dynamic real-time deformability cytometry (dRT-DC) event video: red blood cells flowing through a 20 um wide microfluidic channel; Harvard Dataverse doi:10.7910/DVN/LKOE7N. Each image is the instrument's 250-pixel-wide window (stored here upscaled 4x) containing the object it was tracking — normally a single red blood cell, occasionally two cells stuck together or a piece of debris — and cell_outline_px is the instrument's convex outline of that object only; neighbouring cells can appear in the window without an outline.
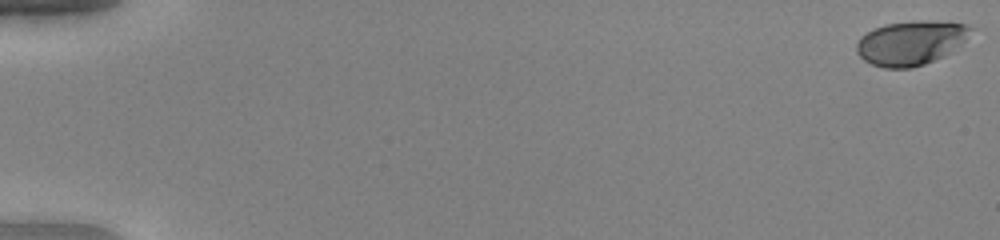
{"species": "human", "species_latin": "Homo sapiens", "temperature_condition": "warm", "stored_images_in_passage": 52, "camera_frame_rate_fps": 3000, "um_per_image_px": 0.085, "donor": {"sex": "female"}, "frame": {"image": 1, "passage_image": 1, "time_ms": 0.0, "image_size_px": [1000, 240], "cell_outline_px": [[980, 28], [944, 56], [924, 64], [908, 68], [884, 68], [872, 64], [864, 60], [856, 52], [856, 44], [860, 36], [872, 28], [884, 24], [912, 20], [932, 20], [968, 24]], "centroid_in_image_um": [77.46, 3.6], "position_along_channel_um": 7.5, "area_um2": 30.06}}
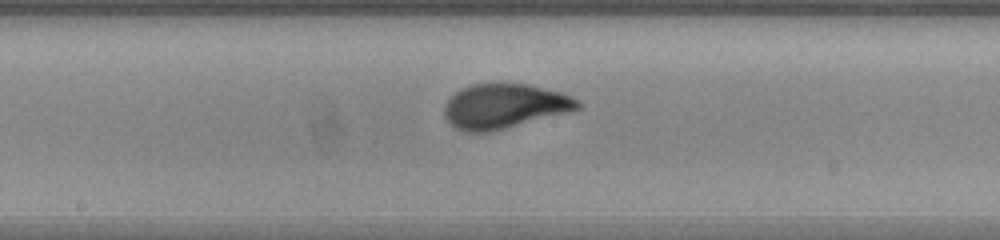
{"frame": {"image": 2, "passage_image": 30, "time_ms": 9.667, "image_size_px": [1000, 240], "cell_outline_px": [[584, 104], [580, 108], [492, 132], [464, 132], [456, 128], [444, 116], [444, 104], [460, 88], [468, 84], [528, 84], [560, 92], [572, 96]], "centroid_in_image_um": [42.85, 9.02], "position_along_channel_um": 205.4, "area_um2": 34.51}}
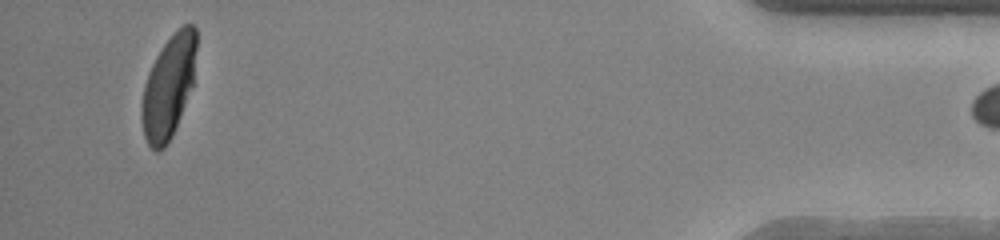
{"frame": {"image": 3, "passage_image": 51, "time_ms": 16.667, "image_size_px": [1000, 240], "cell_outline_px": [[196, 48], [192, 84], [180, 116], [172, 136], [168, 144], [160, 152], [156, 152], [148, 144], [144, 136], [140, 116], [140, 108], [144, 84], [152, 64], [156, 56], [164, 44], [184, 24], [192, 24], [196, 28]], "centroid_in_image_um": [14.29, 7.43], "position_along_channel_um": 420.9, "area_um2": 32.37}}